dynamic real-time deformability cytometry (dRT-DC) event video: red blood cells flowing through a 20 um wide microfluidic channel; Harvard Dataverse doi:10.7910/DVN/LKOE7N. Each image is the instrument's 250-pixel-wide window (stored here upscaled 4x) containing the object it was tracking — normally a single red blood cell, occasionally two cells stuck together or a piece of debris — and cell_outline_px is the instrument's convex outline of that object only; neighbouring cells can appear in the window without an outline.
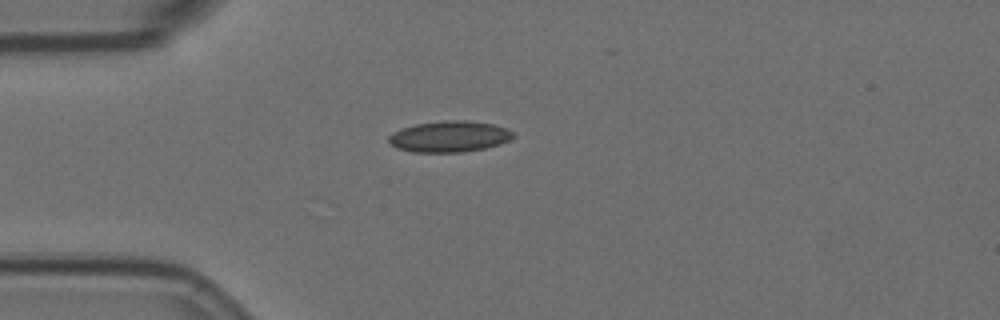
{"species": "Egyptian fruit bat (a non-hibernating species)", "species_latin": "Rousettus aegyptiacus", "temperature_condition": "room temperature", "stored_images_in_passage": 32, "camera_frame_rate_fps": 3000, "um_per_image_px": 0.085, "animal": {"sex": "female"}, "frame": {"image": 1, "passage_image": 1, "time_ms": 0.0, "image_size_px": [1000, 320], "cell_outline_px": [[516, 136], [500, 144], [484, 148], [464, 152], [412, 152], [396, 148], [388, 144], [388, 136], [392, 132], [400, 128], [416, 124], [452, 120], [464, 120], [492, 124], [504, 128], [512, 132]], "centroid_in_image_um": [38.14, 11.61], "position_along_channel_um": 46.9, "area_um2": 22.54}}
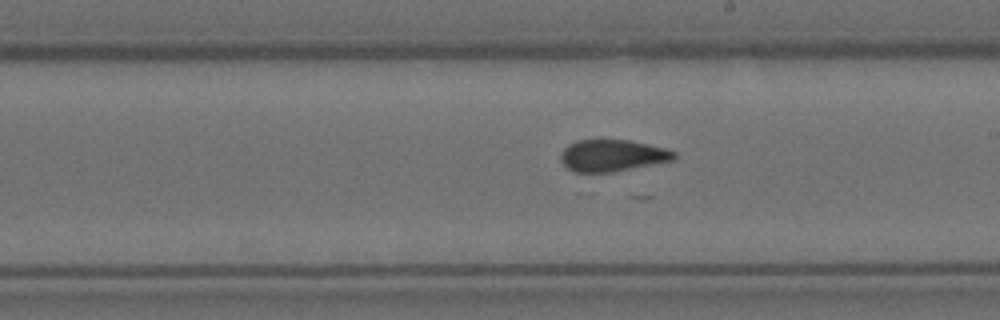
{"frame": {"image": 2, "passage_image": 18, "time_ms": 5.667, "image_size_px": [1000, 320], "cell_outline_px": [[676, 156], [672, 160], [612, 172], [576, 172], [568, 168], [560, 160], [560, 152], [568, 144], [576, 140], [628, 140], [668, 148], [676, 152]], "centroid_in_image_um": [52.03, 13.21], "position_along_channel_um": 237.0, "area_um2": 20.92}}
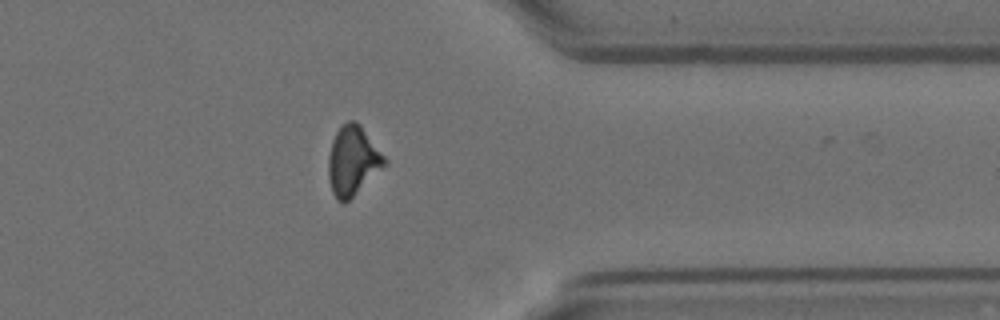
{"frame": {"image": 3, "passage_image": 31, "time_ms": 10.0, "image_size_px": [1000, 320], "cell_outline_px": [[388, 160], [344, 204], [336, 200], [332, 192], [328, 176], [328, 156], [332, 140], [336, 132], [348, 120], [356, 120], [360, 124]], "centroid_in_image_um": [29.94, 13.63], "position_along_channel_um": 381.5, "area_um2": 22.2}}